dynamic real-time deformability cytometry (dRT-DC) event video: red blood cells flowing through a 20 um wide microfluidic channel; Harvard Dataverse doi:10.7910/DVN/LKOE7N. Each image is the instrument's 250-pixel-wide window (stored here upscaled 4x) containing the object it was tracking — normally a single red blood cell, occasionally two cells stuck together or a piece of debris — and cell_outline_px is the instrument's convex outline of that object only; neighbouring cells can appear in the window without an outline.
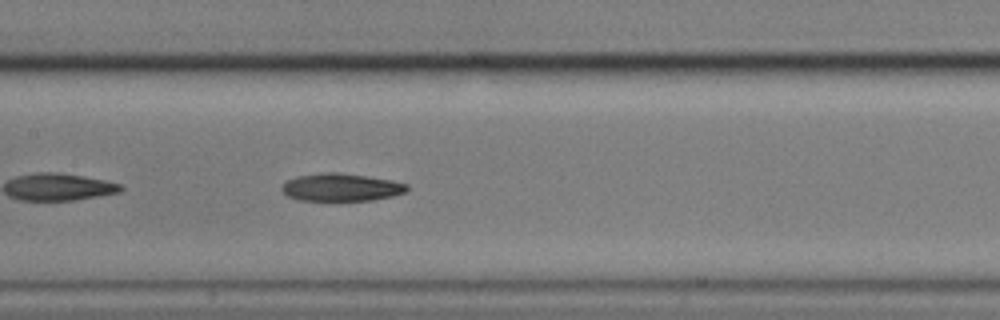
{"species": "common noctule bat (a hibernating species)", "species_latin": "Nyctalus noctula", "temperature_condition": "cold", "stored_images_in_passage": 16, "camera_frame_rate_fps": 3000, "um_per_image_px": 0.085, "animal": {"sex": "male", "body_mass_g": 17.9}, "frame": {"image": 1, "passage_image": 12, "time_ms": 3.667, "image_size_px": [1000, 320], "cell_outline_px": [[408, 192], [392, 196], [372, 200], [300, 200], [288, 196], [280, 188], [288, 180], [296, 176], [324, 172], [336, 172], [392, 180], [408, 184]], "centroid_in_image_um": [29.02, 15.92], "position_along_channel_um": 178.4, "area_um2": 20.06}}